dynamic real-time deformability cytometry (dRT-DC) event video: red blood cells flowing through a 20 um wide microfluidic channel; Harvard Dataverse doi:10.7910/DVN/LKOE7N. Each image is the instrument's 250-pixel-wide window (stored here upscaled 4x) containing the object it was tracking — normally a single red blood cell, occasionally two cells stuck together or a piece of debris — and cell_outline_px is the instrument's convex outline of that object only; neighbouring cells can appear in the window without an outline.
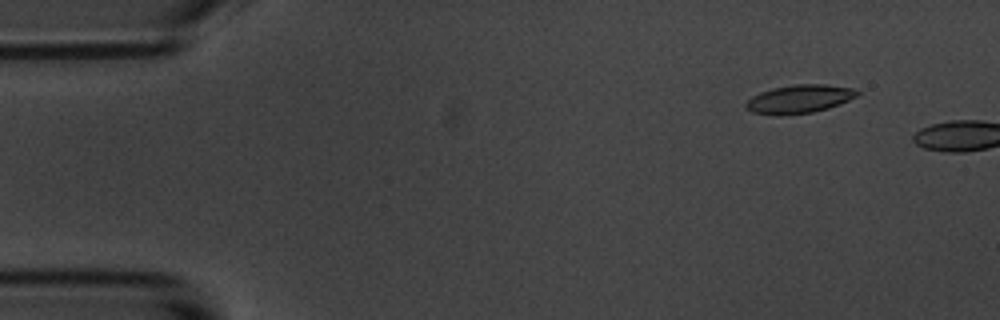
{"species": "common noctule bat (a hibernating species)", "species_latin": "Nyctalus noctula", "temperature_condition": "room temperature", "stored_images_in_passage": 3, "camera_frame_rate_fps": 3000, "um_per_image_px": 0.085, "animal": {"sex": "male", "body_mass_g": 20.1, "forearm_length_mm": 53.5}, "frame": {"image": 1, "passage_image": 2, "time_ms": 1.333, "image_size_px": [1000, 320], "cell_outline_px": [[860, 92], [856, 96], [840, 104], [828, 108], [812, 112], [780, 116], [752, 112], [744, 104], [752, 96], [760, 92], [772, 88], [796, 84], [824, 84], [852, 88]], "centroid_in_image_um": [67.93, 8.41], "position_along_channel_um": 17.1, "area_um2": 18.32}}